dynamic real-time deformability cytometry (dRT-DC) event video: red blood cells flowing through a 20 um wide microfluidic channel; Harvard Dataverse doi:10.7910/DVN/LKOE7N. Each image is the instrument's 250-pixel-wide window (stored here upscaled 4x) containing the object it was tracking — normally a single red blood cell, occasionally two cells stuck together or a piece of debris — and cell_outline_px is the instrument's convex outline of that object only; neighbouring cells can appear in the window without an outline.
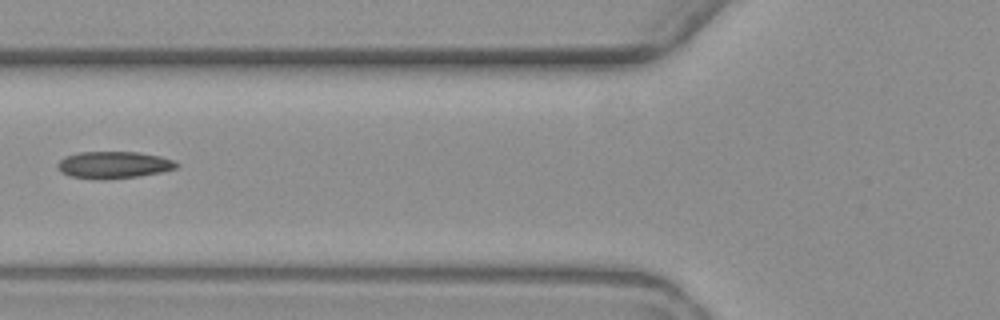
{"species": "common noctule bat (a hibernating species)", "species_latin": "Nyctalus noctula", "temperature_condition": "warm", "stored_images_in_passage": 4, "segment_of_instrument_passage": [2, 2], "camera_frame_rate_fps": 3000, "um_per_image_px": 0.085, "animal": {"sex": "female", "body_mass_g": 19.3, "forearm_length_mm": 54.1}, "frame": {"image": 1, "passage_image": 3, "time_ms": 2.667, "image_size_px": [1000, 320], "cell_outline_px": [[284, 276], [272, 280], [208, 280], [164, 276], [172, 272], [232, 260], [272, 272]], "centroid_in_image_um": [19.22, 23.16], "position_along_channel_um": 106.6, "area_um2": 10.17}}